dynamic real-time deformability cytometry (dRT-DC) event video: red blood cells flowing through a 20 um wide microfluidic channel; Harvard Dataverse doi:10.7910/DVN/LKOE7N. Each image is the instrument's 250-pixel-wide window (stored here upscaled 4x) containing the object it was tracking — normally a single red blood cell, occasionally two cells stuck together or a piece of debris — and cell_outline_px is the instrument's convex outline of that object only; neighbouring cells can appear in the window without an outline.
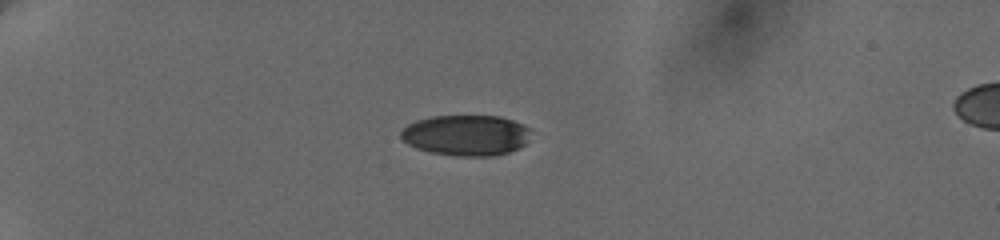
{"species": "human", "species_latin": "Homo sapiens", "temperature_condition": "cold", "stored_images_in_passage": 4, "camera_frame_rate_fps": 3000, "um_per_image_px": 0.085, "donor": {"sex": "female"}, "frame": {"image": 1, "passage_image": 1, "time_ms": 0.0, "image_size_px": [1000, 240], "cell_outline_px": [[532, 128], [524, 144], [508, 152], [492, 156], [456, 156], [432, 152], [416, 148], [408, 144], [400, 136], [400, 132], [408, 124], [416, 120], [432, 116], [500, 116], [524, 124]], "centroid_in_image_um": [39.61, 11.49], "position_along_channel_um": 45.4, "area_um2": 30.75}}
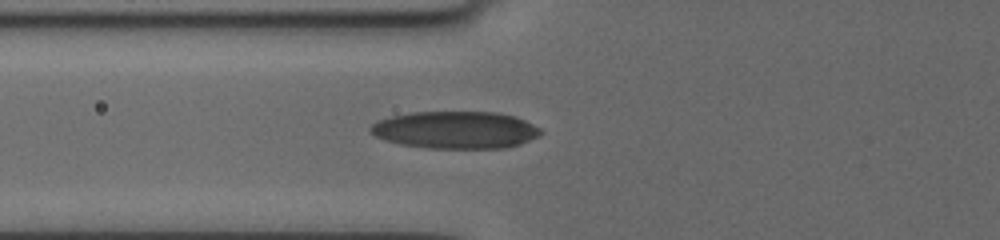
{"frame": {"image": 2, "passage_image": 4, "time_ms": 2.667, "image_size_px": [1000, 240], "cell_outline_px": [[544, 132], [540, 136], [520, 144], [504, 148], [428, 148], [400, 144], [384, 140], [376, 136], [368, 128], [372, 124], [380, 120], [392, 116], [412, 112], [496, 112], [516, 116], [540, 128]], "centroid_in_image_um": [38.75, 11.04], "position_along_channel_um": 87.1, "area_um2": 37.05}}